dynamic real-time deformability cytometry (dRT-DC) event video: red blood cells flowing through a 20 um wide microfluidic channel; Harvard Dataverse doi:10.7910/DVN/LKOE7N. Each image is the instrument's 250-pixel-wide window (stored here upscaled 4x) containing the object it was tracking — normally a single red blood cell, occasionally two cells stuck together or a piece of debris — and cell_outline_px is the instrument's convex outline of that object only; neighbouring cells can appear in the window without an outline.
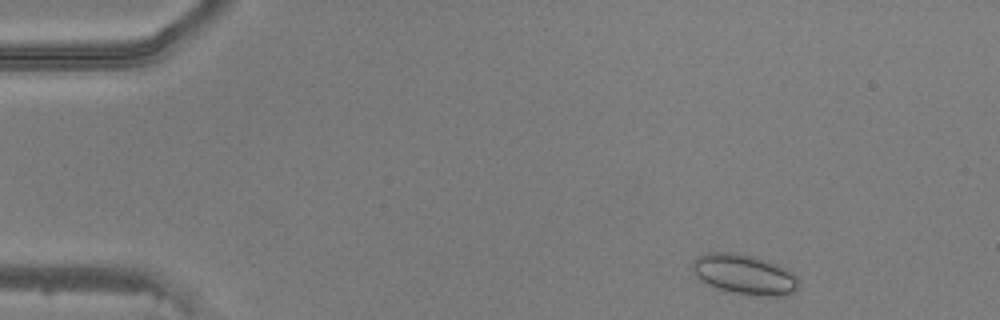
{"species": "common noctule bat (a hibernating species)", "species_latin": "Nyctalus noctula", "temperature_condition": "warm", "stored_images_in_passage": 44, "camera_frame_rate_fps": 3000, "um_per_image_px": 0.085, "animal": {"sex": "male", "body_mass_g": 20.5, "forearm_length_mm": 52.5}, "frame": {"image": 1, "passage_image": 2, "time_ms": 0.333, "image_size_px": [1000, 320], "cell_outline_px": [[796, 288], [788, 296], [752, 296], [732, 292], [716, 288], [700, 280], [696, 276], [692, 268], [692, 260], [700, 256], [712, 252], [728, 252], [752, 256], [784, 268], [792, 272], [796, 276]], "centroid_in_image_um": [63.23, 23.35], "position_along_channel_um": 21.8, "area_um2": 24.39}}
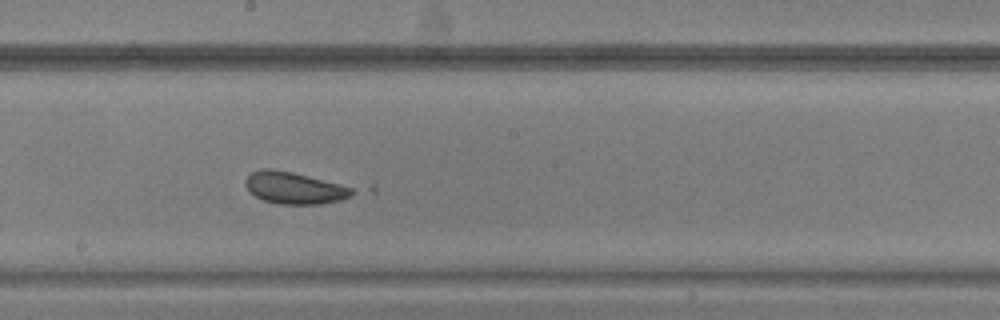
{"frame": {"image": 2, "passage_image": 23, "time_ms": 7.333, "image_size_px": [1000, 320], "cell_outline_px": [[356, 192], [340, 200], [320, 204], [280, 204], [264, 200], [256, 196], [244, 184], [244, 180], [252, 172], [260, 168], [272, 168], [292, 172], [308, 176], [352, 188]], "centroid_in_image_um": [24.97, 15.97], "position_along_channel_um": 223.2, "area_um2": 19.48}}
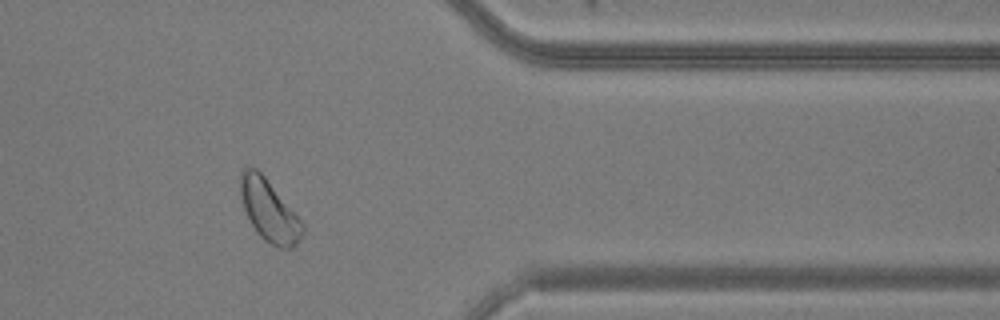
{"frame": {"image": 3, "passage_image": 36, "time_ms": 11.667, "image_size_px": [1000, 320], "cell_outline_px": [[304, 232], [300, 240], [292, 248], [280, 248], [264, 240], [260, 236], [252, 224], [244, 208], [240, 192], [240, 172], [244, 168], [256, 168], [264, 176], [304, 224]], "centroid_in_image_um": [22.88, 17.91], "position_along_channel_um": 388.5, "area_um2": 21.85}}